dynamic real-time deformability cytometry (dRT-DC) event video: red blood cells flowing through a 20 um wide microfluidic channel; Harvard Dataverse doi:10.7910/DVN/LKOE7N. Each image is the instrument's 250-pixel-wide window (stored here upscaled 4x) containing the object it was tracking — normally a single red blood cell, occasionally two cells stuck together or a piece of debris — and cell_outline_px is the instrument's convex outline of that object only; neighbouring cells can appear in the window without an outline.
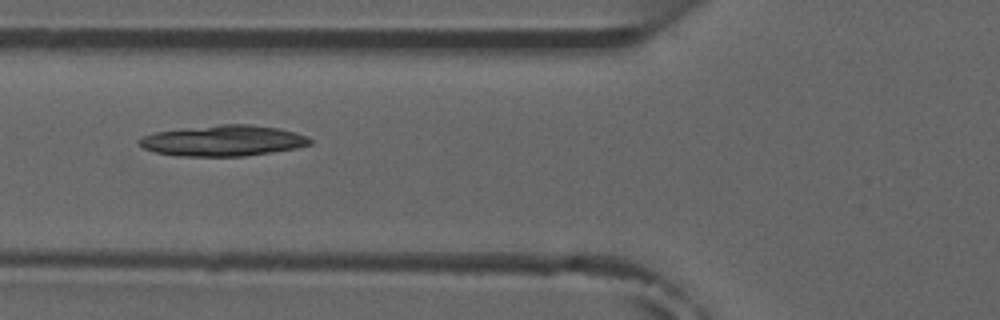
{"species": "common noctule bat (a hibernating species)", "species_latin": "Nyctalus noctula", "temperature_condition": "room temperature", "stored_images_in_passage": 6, "camera_frame_rate_fps": 3000, "um_per_image_px": 0.085, "animal": {"sex": "male", "forearm_length_mm": 52.5}, "frame": {"image": 1, "passage_image": 6, "time_ms": 5.667, "image_size_px": [1000, 320], "cell_outline_px": [[312, 144], [296, 148], [272, 152], [244, 156], [176, 156], [156, 152], [144, 148], [136, 140], [140, 136], [156, 132], [180, 128], [220, 124], [248, 124], [280, 128], [296, 132], [308, 136], [312, 140]], "centroid_in_image_um": [18.97, 11.95], "position_along_channel_um": 106.8, "area_um2": 30.98}}